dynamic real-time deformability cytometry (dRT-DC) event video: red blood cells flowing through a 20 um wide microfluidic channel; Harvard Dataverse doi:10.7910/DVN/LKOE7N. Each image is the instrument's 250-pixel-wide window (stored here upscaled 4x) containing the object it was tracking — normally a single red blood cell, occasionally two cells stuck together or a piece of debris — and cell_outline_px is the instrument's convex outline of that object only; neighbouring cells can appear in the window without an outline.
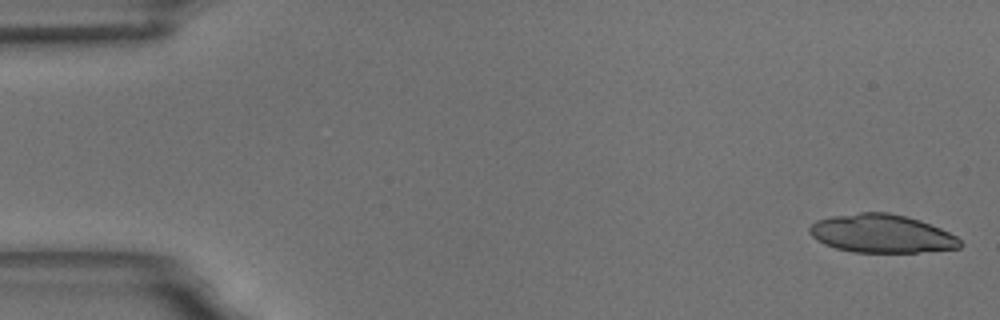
{"species": "common noctule bat (a hibernating species)", "species_latin": "Nyctalus noctula", "temperature_condition": "room temperature", "stored_images_in_passage": 5, "camera_frame_rate_fps": 3000, "um_per_image_px": 0.085, "animal": {"sex": "male", "body_mass_g": 18.8}, "frame": {"image": 1, "passage_image": 1, "time_ms": 0.0, "image_size_px": [1000, 320], "cell_outline_px": [[964, 244], [960, 248], [916, 252], [852, 252], [836, 248], [824, 244], [812, 236], [808, 232], [808, 228], [816, 220], [832, 216], [860, 212], [888, 212], [920, 220], [940, 228], [956, 236]], "centroid_in_image_um": [74.93, 19.85], "position_along_channel_um": 10.1, "area_um2": 33.58}}